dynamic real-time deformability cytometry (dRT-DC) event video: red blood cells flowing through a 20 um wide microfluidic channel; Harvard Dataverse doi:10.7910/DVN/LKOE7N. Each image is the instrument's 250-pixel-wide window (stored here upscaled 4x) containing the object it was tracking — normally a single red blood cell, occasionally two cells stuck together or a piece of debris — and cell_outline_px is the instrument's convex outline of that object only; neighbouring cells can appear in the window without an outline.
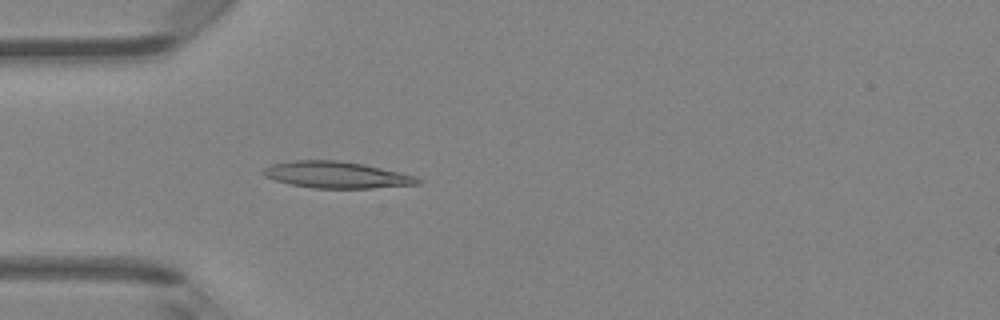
{"species": "Egyptian fruit bat (a non-hibernating species)", "species_latin": "Rousettus aegyptiacus", "temperature_condition": "room temperature", "stored_images_in_passage": 40, "camera_frame_rate_fps": 3000, "um_per_image_px": 0.085, "animal": {"sex": "female"}, "frame": {"image": 1, "passage_image": 7, "time_ms": 2.0, "image_size_px": [1000, 320], "cell_outline_px": [[420, 184], [372, 188], [312, 188], [292, 184], [276, 180], [264, 176], [260, 172], [264, 168], [272, 164], [292, 160], [340, 160], [364, 164], [400, 172], [416, 176], [420, 180]], "centroid_in_image_um": [28.6, 14.85], "position_along_channel_um": 56.4, "area_um2": 23.93}}
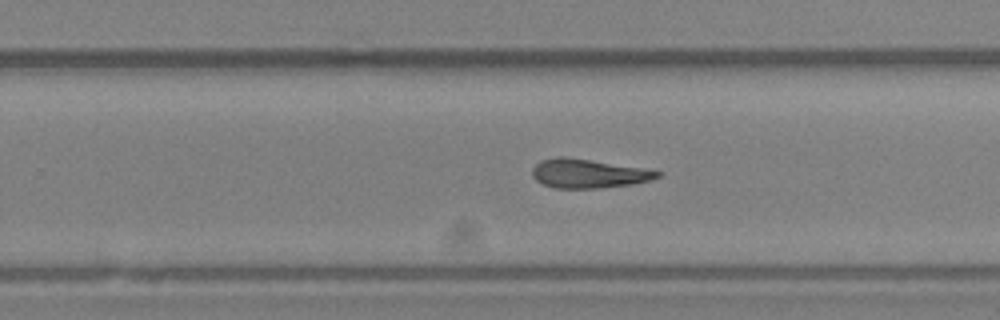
{"frame": {"image": 2, "passage_image": 23, "time_ms": 7.333, "image_size_px": [1000, 320], "cell_outline_px": [[664, 172], [660, 176], [652, 180], [632, 184], [596, 188], [552, 188], [536, 180], [532, 176], [532, 168], [540, 160], [560, 156], [564, 156], [640, 168]], "centroid_in_image_um": [49.98, 14.75], "position_along_channel_um": 279.8, "area_um2": 20.92}}
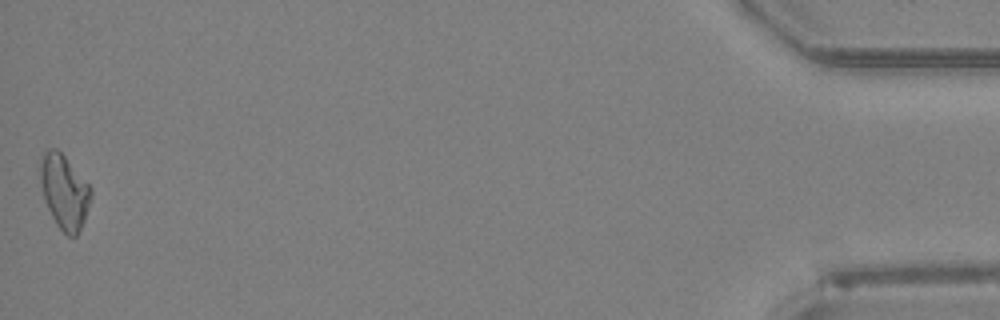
{"frame": {"image": 3, "passage_image": 40, "time_ms": 13.0, "image_size_px": [1000, 320], "cell_outline_px": [[92, 196], [84, 220], [76, 236], [68, 236], [56, 224], [44, 200], [40, 180], [40, 164], [44, 152], [48, 148], [56, 148], [64, 156], [92, 188]], "centroid_in_image_um": [5.46, 16.29], "position_along_channel_um": 429.7, "area_um2": 21.62}, "authors_computed_cell_mechanics": {"area_um2": 21.5305, "velocity_mm_per_s": 4.3139, "shape_relaxation_time_tau1_ms": 7.3107, "shape_relaxation_time_tau2_ms": 3.2929, "deformation_change_tau1": 0.2034, "deformation_change_tau2": 0.1391}}